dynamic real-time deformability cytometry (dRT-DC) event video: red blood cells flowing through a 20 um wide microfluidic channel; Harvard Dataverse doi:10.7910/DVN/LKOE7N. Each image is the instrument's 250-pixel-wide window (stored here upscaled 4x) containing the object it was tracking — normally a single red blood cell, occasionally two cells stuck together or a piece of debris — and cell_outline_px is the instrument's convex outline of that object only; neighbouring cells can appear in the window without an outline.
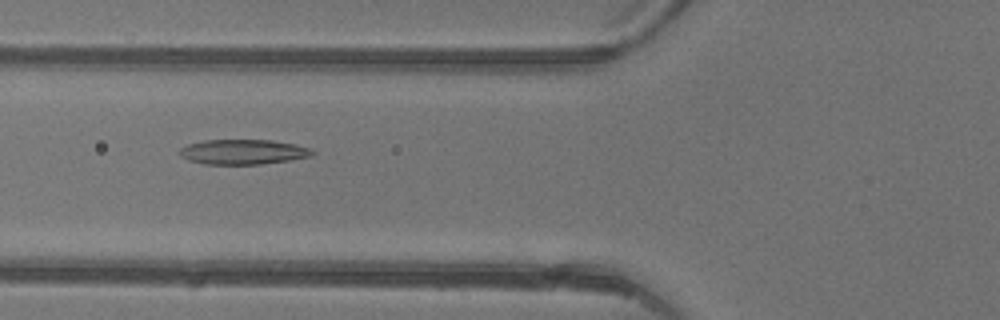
{"species": "common noctule bat (a hibernating species)", "species_latin": "Nyctalus noctula", "temperature_condition": "warm", "stored_images_in_passage": 48, "camera_frame_rate_fps": 3000, "um_per_image_px": 0.085, "animal": {"sex": "female"}, "frame": {"image": 1, "passage_image": 19, "time_ms": 6.0, "image_size_px": [1000, 320], "cell_outline_px": [[316, 152], [312, 156], [288, 160], [260, 164], [204, 164], [188, 160], [180, 156], [180, 148], [188, 144], [204, 140], [272, 140], [296, 144], [312, 148]], "centroid_in_image_um": [20.69, 12.9], "position_along_channel_um": 105.1, "area_um2": 19.36}}
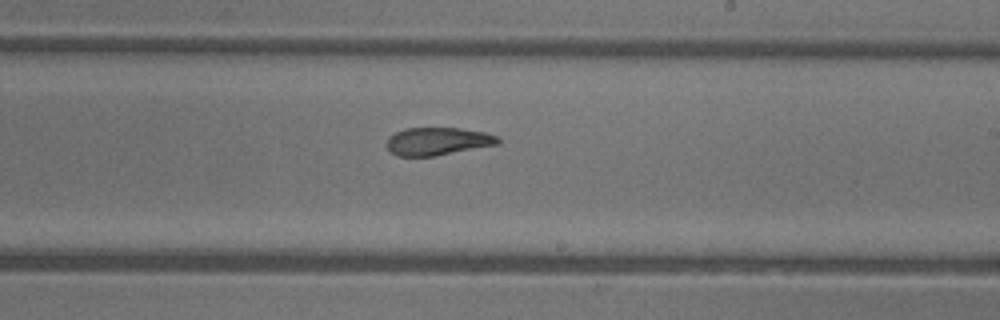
{"frame": {"image": 2, "passage_image": 29, "time_ms": 9.333, "image_size_px": [1000, 320], "cell_outline_px": [[500, 144], [436, 156], [396, 156], [384, 144], [388, 136], [404, 128], [460, 128], [484, 132], [496, 136], [500, 140]], "centroid_in_image_um": [37.17, 12.01], "position_along_channel_um": 251.8, "area_um2": 18.21}}
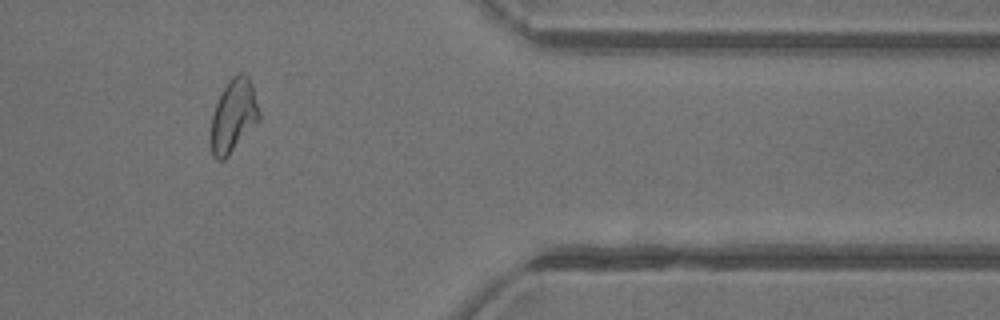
{"frame": {"image": 3, "passage_image": 40, "time_ms": 13.0, "image_size_px": [1000, 320], "cell_outline_px": [[260, 120], [228, 156], [224, 160], [216, 160], [212, 156], [212, 112], [224, 88], [232, 76], [240, 72], [244, 72], [248, 76], [252, 84], [260, 112]], "centroid_in_image_um": [19.87, 9.83], "position_along_channel_um": 391.5, "area_um2": 20.4}, "authors_computed_cell_mechanics": {"area_um2": 20.5479, "velocity_mm_per_s": 4.3927, "shape_relaxation_time_tau1_ms": 7.095, "shape_relaxation_time_tau2_ms": 2.2556, "deformation_change_tau1": 0.2373, "deformation_change_tau2": 0.1011}}